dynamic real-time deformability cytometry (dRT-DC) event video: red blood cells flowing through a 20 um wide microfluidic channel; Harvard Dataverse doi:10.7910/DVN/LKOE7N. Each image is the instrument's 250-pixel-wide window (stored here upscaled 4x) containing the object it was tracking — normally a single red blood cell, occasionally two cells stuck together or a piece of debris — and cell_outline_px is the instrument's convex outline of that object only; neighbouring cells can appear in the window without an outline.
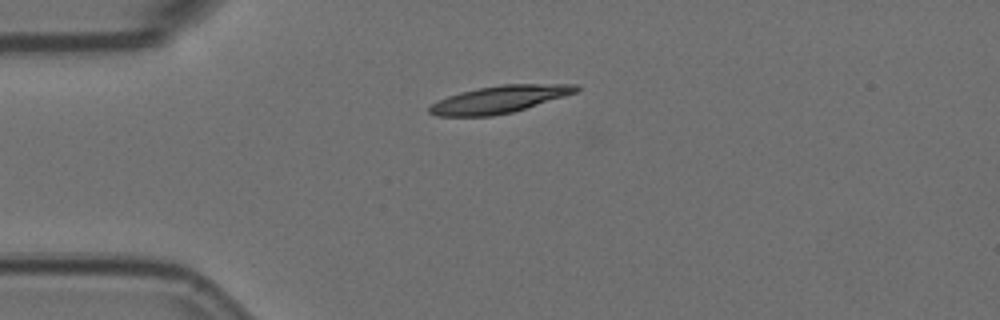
{"species": "Egyptian fruit bat (a non-hibernating species)", "species_latin": "Rousettus aegyptiacus", "temperature_condition": "room temperature", "stored_images_in_passage": 2, "camera_frame_rate_fps": 3000, "um_per_image_px": 0.085, "animal": {"sex": "female"}, "frame": {"image": 1, "passage_image": 1, "time_ms": 0.0, "image_size_px": [1000, 320], "cell_outline_px": [[580, 88], [576, 92], [564, 96], [512, 112], [492, 116], [436, 116], [428, 112], [428, 108], [432, 104], [448, 96], [460, 92], [500, 84], [576, 84]], "centroid_in_image_um": [42.43, 8.44], "position_along_channel_um": 42.6, "area_um2": 23.0}}